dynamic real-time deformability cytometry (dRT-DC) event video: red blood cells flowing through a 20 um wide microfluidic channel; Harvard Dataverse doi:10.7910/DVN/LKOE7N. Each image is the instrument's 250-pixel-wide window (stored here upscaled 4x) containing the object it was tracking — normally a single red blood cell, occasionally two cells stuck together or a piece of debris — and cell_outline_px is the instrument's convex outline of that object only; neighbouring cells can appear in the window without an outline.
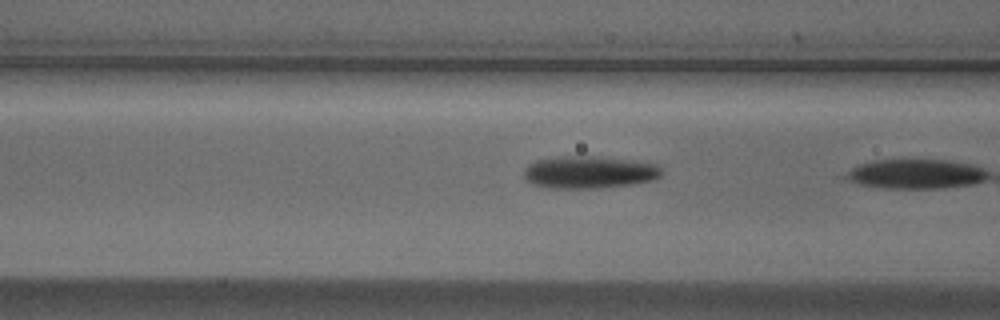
{"species": "Egyptian fruit bat (a non-hibernating species)", "species_latin": "Rousettus aegyptiacus", "temperature_condition": "cold", "stored_images_in_passage": 19, "camera_frame_rate_fps": 3000, "um_per_image_px": 0.085, "animal": {"sex": "male"}, "frame": {"image": 1, "passage_image": 17, "time_ms": 5.333, "image_size_px": [1000, 320], "cell_outline_px": [[664, 172], [656, 180], [600, 188], [552, 188], [532, 184], [524, 180], [524, 168], [528, 164], [536, 160], [556, 156], [592, 156], [628, 160], [656, 164]], "centroid_in_image_um": [50.04, 14.64], "position_along_channel_um": 116.6, "area_um2": 26.07}}